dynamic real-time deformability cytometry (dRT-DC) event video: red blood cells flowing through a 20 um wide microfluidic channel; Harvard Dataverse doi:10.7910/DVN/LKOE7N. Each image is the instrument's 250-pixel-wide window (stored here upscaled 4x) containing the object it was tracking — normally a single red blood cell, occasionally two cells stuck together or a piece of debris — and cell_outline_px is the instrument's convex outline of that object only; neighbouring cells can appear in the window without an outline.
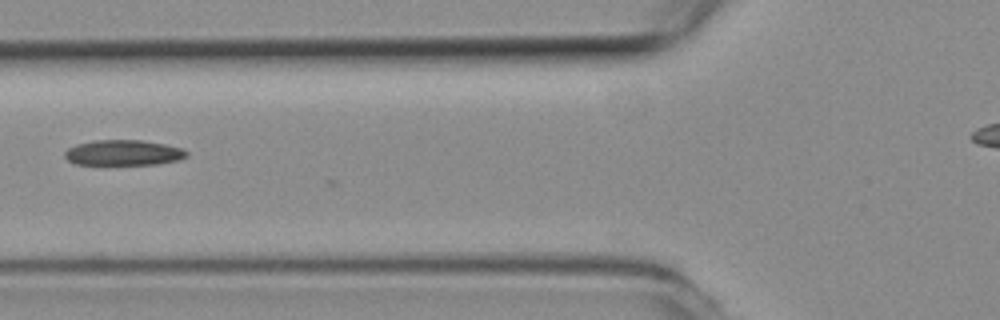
{"species": "common noctule bat (a hibernating species)", "species_latin": "Nyctalus noctula", "temperature_condition": "room temperature", "stored_images_in_passage": 4, "camera_frame_rate_fps": 3000, "um_per_image_px": 0.085, "animal": {"sex": "female", "body_mass_g": 19.3, "forearm_length_mm": 54.1}, "frame": {"image": 1, "passage_image": 2, "time_ms": 0.333, "image_size_px": [1000, 320], "cell_outline_px": [[188, 156], [180, 160], [160, 164], [76, 164], [68, 160], [64, 156], [64, 152], [68, 148], [76, 144], [96, 140], [140, 140], [164, 144], [180, 148], [188, 152]], "centroid_in_image_um": [10.5, 12.98], "position_along_channel_um": 115.3, "area_um2": 18.03}}